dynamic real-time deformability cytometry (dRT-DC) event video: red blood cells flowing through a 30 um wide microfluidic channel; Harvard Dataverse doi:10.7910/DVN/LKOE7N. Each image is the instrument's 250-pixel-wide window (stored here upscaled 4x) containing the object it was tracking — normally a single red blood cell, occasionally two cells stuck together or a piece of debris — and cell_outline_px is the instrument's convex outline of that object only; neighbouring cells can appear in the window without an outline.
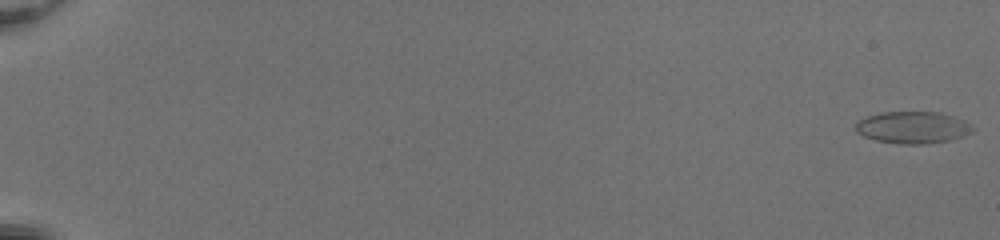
{"species": "common noctule bat (a hibernating species)", "species_latin": "Nyctalus noctula", "temperature_condition": "room temperature", "stored_images_in_passage": 53, "camera_frame_rate_fps": 3000, "um_per_image_px": 0.085, "animal": {"sex": "female", "body_mass_g": 20.0, "forearm_length_mm": 54.0}, "frame": {"image": 1, "passage_image": 1, "time_ms": 0.0, "image_size_px": [1000, 240], "cell_outline_px": [[976, 128], [972, 132], [948, 140], [924, 144], [900, 144], [876, 140], [864, 136], [856, 132], [856, 124], [860, 120], [868, 116], [880, 112], [940, 112], [964, 120]], "centroid_in_image_um": [77.59, 10.83], "position_along_channel_um": 7.4, "area_um2": 21.62}}
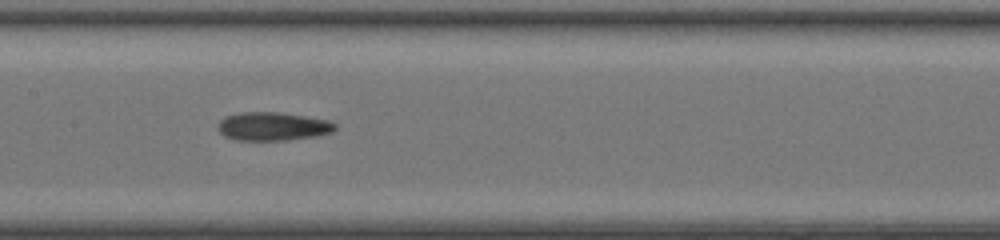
{"frame": {"image": 2, "passage_image": 30, "time_ms": 9.667, "image_size_px": [1000, 240], "cell_outline_px": [[336, 128], [332, 132], [316, 136], [288, 140], [236, 140], [224, 136], [216, 128], [216, 124], [224, 116], [240, 112], [280, 112], [328, 120], [336, 124]], "centroid_in_image_um": [23.14, 10.74], "position_along_channel_um": 184.3, "area_um2": 19.59}}
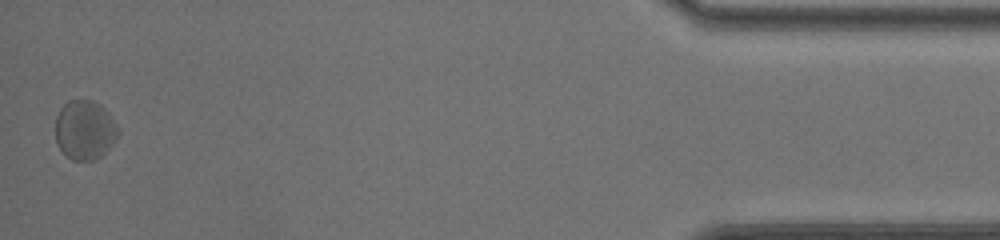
{"frame": {"image": 3, "passage_image": 53, "time_ms": 17.333, "image_size_px": [1000, 240], "cell_outline_px": [[120, 132], [116, 140], [96, 160], [72, 160], [56, 144], [56, 116], [60, 108], [68, 100], [92, 100], [100, 104], [108, 112], [116, 124]], "centroid_in_image_um": [7.21, 11.03], "position_along_channel_um": 428.0, "area_um2": 21.68}, "authors_computed_cell_mechanics": {"area_um2": 20.0566, "velocity_mm_per_s": 4.1357, "shape_relaxation_time_tau1_ms": 1.651, "shape_relaxation_time_tau2_ms": 2.7923, "deformation_change_tau1": 0.0589, "deformation_change_tau2": 0.1013}}